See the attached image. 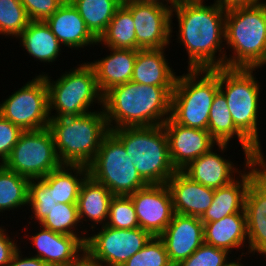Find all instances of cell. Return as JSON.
<instances>
[{
  "instance_id": "1",
  "label": "cell",
  "mask_w": 266,
  "mask_h": 266,
  "mask_svg": "<svg viewBox=\"0 0 266 266\" xmlns=\"http://www.w3.org/2000/svg\"><path fill=\"white\" fill-rule=\"evenodd\" d=\"M204 3V0H181L172 8L171 19L175 16L178 22L175 40L187 51V69L225 67L226 10L215 3Z\"/></svg>"
},
{
  "instance_id": "2",
  "label": "cell",
  "mask_w": 266,
  "mask_h": 266,
  "mask_svg": "<svg viewBox=\"0 0 266 266\" xmlns=\"http://www.w3.org/2000/svg\"><path fill=\"white\" fill-rule=\"evenodd\" d=\"M174 86L129 81L103 94V111L109 130L163 125L171 115Z\"/></svg>"
},
{
  "instance_id": "3",
  "label": "cell",
  "mask_w": 266,
  "mask_h": 266,
  "mask_svg": "<svg viewBox=\"0 0 266 266\" xmlns=\"http://www.w3.org/2000/svg\"><path fill=\"white\" fill-rule=\"evenodd\" d=\"M225 45L233 54L226 55V68L259 69L266 65V1L226 11Z\"/></svg>"
},
{
  "instance_id": "4",
  "label": "cell",
  "mask_w": 266,
  "mask_h": 266,
  "mask_svg": "<svg viewBox=\"0 0 266 266\" xmlns=\"http://www.w3.org/2000/svg\"><path fill=\"white\" fill-rule=\"evenodd\" d=\"M100 109V110H99ZM80 116L51 118L48 129L62 165L89 166L110 131L103 106Z\"/></svg>"
},
{
  "instance_id": "5",
  "label": "cell",
  "mask_w": 266,
  "mask_h": 266,
  "mask_svg": "<svg viewBox=\"0 0 266 266\" xmlns=\"http://www.w3.org/2000/svg\"><path fill=\"white\" fill-rule=\"evenodd\" d=\"M147 184H166L177 171L173 166L163 125L124 127L110 130Z\"/></svg>"
},
{
  "instance_id": "6",
  "label": "cell",
  "mask_w": 266,
  "mask_h": 266,
  "mask_svg": "<svg viewBox=\"0 0 266 266\" xmlns=\"http://www.w3.org/2000/svg\"><path fill=\"white\" fill-rule=\"evenodd\" d=\"M186 70L177 76L170 117L182 126L208 130L210 108L219 91V68Z\"/></svg>"
},
{
  "instance_id": "7",
  "label": "cell",
  "mask_w": 266,
  "mask_h": 266,
  "mask_svg": "<svg viewBox=\"0 0 266 266\" xmlns=\"http://www.w3.org/2000/svg\"><path fill=\"white\" fill-rule=\"evenodd\" d=\"M39 76L45 78L48 86L51 118L80 116L92 112L96 103L103 105L95 70L88 61L66 70L55 81L45 72ZM54 110L56 113H52Z\"/></svg>"
},
{
  "instance_id": "8",
  "label": "cell",
  "mask_w": 266,
  "mask_h": 266,
  "mask_svg": "<svg viewBox=\"0 0 266 266\" xmlns=\"http://www.w3.org/2000/svg\"><path fill=\"white\" fill-rule=\"evenodd\" d=\"M246 68H219V90L226 97L227 105L236 128L260 151L259 99L261 83L254 71ZM254 73V74H253Z\"/></svg>"
},
{
  "instance_id": "9",
  "label": "cell",
  "mask_w": 266,
  "mask_h": 266,
  "mask_svg": "<svg viewBox=\"0 0 266 266\" xmlns=\"http://www.w3.org/2000/svg\"><path fill=\"white\" fill-rule=\"evenodd\" d=\"M89 175L114 196H129L148 184L141 178L123 143L109 131L88 166Z\"/></svg>"
},
{
  "instance_id": "10",
  "label": "cell",
  "mask_w": 266,
  "mask_h": 266,
  "mask_svg": "<svg viewBox=\"0 0 266 266\" xmlns=\"http://www.w3.org/2000/svg\"><path fill=\"white\" fill-rule=\"evenodd\" d=\"M3 165L33 180L42 179L62 164L51 131L45 128L23 131Z\"/></svg>"
},
{
  "instance_id": "11",
  "label": "cell",
  "mask_w": 266,
  "mask_h": 266,
  "mask_svg": "<svg viewBox=\"0 0 266 266\" xmlns=\"http://www.w3.org/2000/svg\"><path fill=\"white\" fill-rule=\"evenodd\" d=\"M0 115L23 131L48 128L49 93L43 76H35L0 102Z\"/></svg>"
},
{
  "instance_id": "12",
  "label": "cell",
  "mask_w": 266,
  "mask_h": 266,
  "mask_svg": "<svg viewBox=\"0 0 266 266\" xmlns=\"http://www.w3.org/2000/svg\"><path fill=\"white\" fill-rule=\"evenodd\" d=\"M99 228H96L98 232L88 234L85 249L101 266H123L153 237L140 227L116 229L104 225Z\"/></svg>"
},
{
  "instance_id": "13",
  "label": "cell",
  "mask_w": 266,
  "mask_h": 266,
  "mask_svg": "<svg viewBox=\"0 0 266 266\" xmlns=\"http://www.w3.org/2000/svg\"><path fill=\"white\" fill-rule=\"evenodd\" d=\"M122 3L131 11L134 20L136 50L167 48L170 45L174 24L172 8L133 0H123Z\"/></svg>"
},
{
  "instance_id": "14",
  "label": "cell",
  "mask_w": 266,
  "mask_h": 266,
  "mask_svg": "<svg viewBox=\"0 0 266 266\" xmlns=\"http://www.w3.org/2000/svg\"><path fill=\"white\" fill-rule=\"evenodd\" d=\"M133 202L139 227L159 237L172 221L174 210L166 184H148L129 195Z\"/></svg>"
},
{
  "instance_id": "15",
  "label": "cell",
  "mask_w": 266,
  "mask_h": 266,
  "mask_svg": "<svg viewBox=\"0 0 266 266\" xmlns=\"http://www.w3.org/2000/svg\"><path fill=\"white\" fill-rule=\"evenodd\" d=\"M163 127L168 138L170 159L177 171L218 144L208 130L182 126L171 117Z\"/></svg>"
},
{
  "instance_id": "16",
  "label": "cell",
  "mask_w": 266,
  "mask_h": 266,
  "mask_svg": "<svg viewBox=\"0 0 266 266\" xmlns=\"http://www.w3.org/2000/svg\"><path fill=\"white\" fill-rule=\"evenodd\" d=\"M173 266L187 259L204 243V224L199 217L174 213L159 236Z\"/></svg>"
},
{
  "instance_id": "17",
  "label": "cell",
  "mask_w": 266,
  "mask_h": 266,
  "mask_svg": "<svg viewBox=\"0 0 266 266\" xmlns=\"http://www.w3.org/2000/svg\"><path fill=\"white\" fill-rule=\"evenodd\" d=\"M229 144L218 143L216 145L218 147L217 150H220L218 152H222V155L212 148L209 152L190 162L181 171L191 180L212 189H218L230 184L237 178L235 176L241 174L252 161H245L243 170L236 168L231 159H226L223 156V152L227 150L226 148H228Z\"/></svg>"
},
{
  "instance_id": "18",
  "label": "cell",
  "mask_w": 266,
  "mask_h": 266,
  "mask_svg": "<svg viewBox=\"0 0 266 266\" xmlns=\"http://www.w3.org/2000/svg\"><path fill=\"white\" fill-rule=\"evenodd\" d=\"M248 170V171H247ZM262 171V159L253 160L230 184L215 189L212 204L200 218L203 223L245 213V196L250 182Z\"/></svg>"
},
{
  "instance_id": "19",
  "label": "cell",
  "mask_w": 266,
  "mask_h": 266,
  "mask_svg": "<svg viewBox=\"0 0 266 266\" xmlns=\"http://www.w3.org/2000/svg\"><path fill=\"white\" fill-rule=\"evenodd\" d=\"M244 212L248 236V254L266 257V174L261 171L249 184ZM266 259V258H265Z\"/></svg>"
},
{
  "instance_id": "20",
  "label": "cell",
  "mask_w": 266,
  "mask_h": 266,
  "mask_svg": "<svg viewBox=\"0 0 266 266\" xmlns=\"http://www.w3.org/2000/svg\"><path fill=\"white\" fill-rule=\"evenodd\" d=\"M166 185L174 213L201 218L212 204L215 189L191 180L182 171H176Z\"/></svg>"
},
{
  "instance_id": "21",
  "label": "cell",
  "mask_w": 266,
  "mask_h": 266,
  "mask_svg": "<svg viewBox=\"0 0 266 266\" xmlns=\"http://www.w3.org/2000/svg\"><path fill=\"white\" fill-rule=\"evenodd\" d=\"M45 22L58 41L68 49L78 50L97 45V39L70 1H65Z\"/></svg>"
},
{
  "instance_id": "22",
  "label": "cell",
  "mask_w": 266,
  "mask_h": 266,
  "mask_svg": "<svg viewBox=\"0 0 266 266\" xmlns=\"http://www.w3.org/2000/svg\"><path fill=\"white\" fill-rule=\"evenodd\" d=\"M40 226V232L29 235L28 240L36 248L34 257H38L49 266L68 263L85 249V243L77 236L56 233Z\"/></svg>"
},
{
  "instance_id": "23",
  "label": "cell",
  "mask_w": 266,
  "mask_h": 266,
  "mask_svg": "<svg viewBox=\"0 0 266 266\" xmlns=\"http://www.w3.org/2000/svg\"><path fill=\"white\" fill-rule=\"evenodd\" d=\"M208 131L218 143H229L237 137L244 152V162L264 157V153L260 152L234 125L226 97L220 90L216 93L210 108Z\"/></svg>"
},
{
  "instance_id": "24",
  "label": "cell",
  "mask_w": 266,
  "mask_h": 266,
  "mask_svg": "<svg viewBox=\"0 0 266 266\" xmlns=\"http://www.w3.org/2000/svg\"><path fill=\"white\" fill-rule=\"evenodd\" d=\"M110 54L89 62L96 74L97 85L102 94L110 88L131 81L138 50L108 47Z\"/></svg>"
},
{
  "instance_id": "25",
  "label": "cell",
  "mask_w": 266,
  "mask_h": 266,
  "mask_svg": "<svg viewBox=\"0 0 266 266\" xmlns=\"http://www.w3.org/2000/svg\"><path fill=\"white\" fill-rule=\"evenodd\" d=\"M114 195L101 183L88 175L83 181L77 199L80 224L90 221L92 232L97 225L104 226L109 216V205ZM87 218V219H86Z\"/></svg>"
},
{
  "instance_id": "26",
  "label": "cell",
  "mask_w": 266,
  "mask_h": 266,
  "mask_svg": "<svg viewBox=\"0 0 266 266\" xmlns=\"http://www.w3.org/2000/svg\"><path fill=\"white\" fill-rule=\"evenodd\" d=\"M165 50L139 49L131 81L145 85L175 86L177 75L165 58Z\"/></svg>"
},
{
  "instance_id": "27",
  "label": "cell",
  "mask_w": 266,
  "mask_h": 266,
  "mask_svg": "<svg viewBox=\"0 0 266 266\" xmlns=\"http://www.w3.org/2000/svg\"><path fill=\"white\" fill-rule=\"evenodd\" d=\"M203 224L204 243L230 254L234 249L237 251V248L241 250L248 247L245 213L231 214L218 221Z\"/></svg>"
},
{
  "instance_id": "28",
  "label": "cell",
  "mask_w": 266,
  "mask_h": 266,
  "mask_svg": "<svg viewBox=\"0 0 266 266\" xmlns=\"http://www.w3.org/2000/svg\"><path fill=\"white\" fill-rule=\"evenodd\" d=\"M17 38L24 51L39 62L53 63L61 55L63 45L45 21H30Z\"/></svg>"
},
{
  "instance_id": "29",
  "label": "cell",
  "mask_w": 266,
  "mask_h": 266,
  "mask_svg": "<svg viewBox=\"0 0 266 266\" xmlns=\"http://www.w3.org/2000/svg\"><path fill=\"white\" fill-rule=\"evenodd\" d=\"M88 175L87 166L61 165L42 179L52 189L56 204H76L80 187Z\"/></svg>"
},
{
  "instance_id": "30",
  "label": "cell",
  "mask_w": 266,
  "mask_h": 266,
  "mask_svg": "<svg viewBox=\"0 0 266 266\" xmlns=\"http://www.w3.org/2000/svg\"><path fill=\"white\" fill-rule=\"evenodd\" d=\"M135 24L131 11L122 3L116 10L97 46L136 50Z\"/></svg>"
},
{
  "instance_id": "31",
  "label": "cell",
  "mask_w": 266,
  "mask_h": 266,
  "mask_svg": "<svg viewBox=\"0 0 266 266\" xmlns=\"http://www.w3.org/2000/svg\"><path fill=\"white\" fill-rule=\"evenodd\" d=\"M77 9L86 27L98 40L105 32L123 0H69Z\"/></svg>"
},
{
  "instance_id": "32",
  "label": "cell",
  "mask_w": 266,
  "mask_h": 266,
  "mask_svg": "<svg viewBox=\"0 0 266 266\" xmlns=\"http://www.w3.org/2000/svg\"><path fill=\"white\" fill-rule=\"evenodd\" d=\"M29 179L0 164V212L28 208Z\"/></svg>"
},
{
  "instance_id": "33",
  "label": "cell",
  "mask_w": 266,
  "mask_h": 266,
  "mask_svg": "<svg viewBox=\"0 0 266 266\" xmlns=\"http://www.w3.org/2000/svg\"><path fill=\"white\" fill-rule=\"evenodd\" d=\"M79 223L77 204L58 203L38 225H42L56 233L77 236L86 243L90 230H87V228L84 230L82 224ZM78 227H80V230L82 228L83 231H79ZM78 231L81 233L80 235Z\"/></svg>"
},
{
  "instance_id": "34",
  "label": "cell",
  "mask_w": 266,
  "mask_h": 266,
  "mask_svg": "<svg viewBox=\"0 0 266 266\" xmlns=\"http://www.w3.org/2000/svg\"><path fill=\"white\" fill-rule=\"evenodd\" d=\"M29 22L20 0H0V35L17 39Z\"/></svg>"
},
{
  "instance_id": "35",
  "label": "cell",
  "mask_w": 266,
  "mask_h": 266,
  "mask_svg": "<svg viewBox=\"0 0 266 266\" xmlns=\"http://www.w3.org/2000/svg\"><path fill=\"white\" fill-rule=\"evenodd\" d=\"M57 204L54 201L53 191L43 179L29 180L28 183V207L31 208L32 216L38 224L50 213Z\"/></svg>"
},
{
  "instance_id": "36",
  "label": "cell",
  "mask_w": 266,
  "mask_h": 266,
  "mask_svg": "<svg viewBox=\"0 0 266 266\" xmlns=\"http://www.w3.org/2000/svg\"><path fill=\"white\" fill-rule=\"evenodd\" d=\"M106 226L116 229H135L139 227L136 211L130 196L112 197Z\"/></svg>"
},
{
  "instance_id": "37",
  "label": "cell",
  "mask_w": 266,
  "mask_h": 266,
  "mask_svg": "<svg viewBox=\"0 0 266 266\" xmlns=\"http://www.w3.org/2000/svg\"><path fill=\"white\" fill-rule=\"evenodd\" d=\"M123 266H173L163 241L152 237L149 242L135 255L129 258Z\"/></svg>"
},
{
  "instance_id": "38",
  "label": "cell",
  "mask_w": 266,
  "mask_h": 266,
  "mask_svg": "<svg viewBox=\"0 0 266 266\" xmlns=\"http://www.w3.org/2000/svg\"><path fill=\"white\" fill-rule=\"evenodd\" d=\"M229 252L203 243L192 255L176 266H227Z\"/></svg>"
},
{
  "instance_id": "39",
  "label": "cell",
  "mask_w": 266,
  "mask_h": 266,
  "mask_svg": "<svg viewBox=\"0 0 266 266\" xmlns=\"http://www.w3.org/2000/svg\"><path fill=\"white\" fill-rule=\"evenodd\" d=\"M30 21H46L64 3L63 0H20Z\"/></svg>"
},
{
  "instance_id": "40",
  "label": "cell",
  "mask_w": 266,
  "mask_h": 266,
  "mask_svg": "<svg viewBox=\"0 0 266 266\" xmlns=\"http://www.w3.org/2000/svg\"><path fill=\"white\" fill-rule=\"evenodd\" d=\"M23 130L0 115V164L8 158Z\"/></svg>"
},
{
  "instance_id": "41",
  "label": "cell",
  "mask_w": 266,
  "mask_h": 266,
  "mask_svg": "<svg viewBox=\"0 0 266 266\" xmlns=\"http://www.w3.org/2000/svg\"><path fill=\"white\" fill-rule=\"evenodd\" d=\"M16 239H12L4 228L0 226V266H7L14 253L19 249Z\"/></svg>"
},
{
  "instance_id": "42",
  "label": "cell",
  "mask_w": 266,
  "mask_h": 266,
  "mask_svg": "<svg viewBox=\"0 0 266 266\" xmlns=\"http://www.w3.org/2000/svg\"><path fill=\"white\" fill-rule=\"evenodd\" d=\"M21 253V248H19L14 255L10 263L7 266H49L43 260L38 257H34L33 255H29L28 257H23ZM31 256V257H30Z\"/></svg>"
},
{
  "instance_id": "43",
  "label": "cell",
  "mask_w": 266,
  "mask_h": 266,
  "mask_svg": "<svg viewBox=\"0 0 266 266\" xmlns=\"http://www.w3.org/2000/svg\"><path fill=\"white\" fill-rule=\"evenodd\" d=\"M56 266H101V264L86 249H84L68 263Z\"/></svg>"
},
{
  "instance_id": "44",
  "label": "cell",
  "mask_w": 266,
  "mask_h": 266,
  "mask_svg": "<svg viewBox=\"0 0 266 266\" xmlns=\"http://www.w3.org/2000/svg\"><path fill=\"white\" fill-rule=\"evenodd\" d=\"M263 2L262 0H214V3L217 4L223 10H230L238 7H248L259 4Z\"/></svg>"
},
{
  "instance_id": "45",
  "label": "cell",
  "mask_w": 266,
  "mask_h": 266,
  "mask_svg": "<svg viewBox=\"0 0 266 266\" xmlns=\"http://www.w3.org/2000/svg\"><path fill=\"white\" fill-rule=\"evenodd\" d=\"M133 1L142 2V3H155L159 5H166L170 8H173L181 0H133Z\"/></svg>"
},
{
  "instance_id": "46",
  "label": "cell",
  "mask_w": 266,
  "mask_h": 266,
  "mask_svg": "<svg viewBox=\"0 0 266 266\" xmlns=\"http://www.w3.org/2000/svg\"><path fill=\"white\" fill-rule=\"evenodd\" d=\"M244 254H245V255H248L247 252H245V253L242 252V254H241L240 256L237 257V260H235V258L232 259V262L229 263L227 266H245L244 263H243V264L241 263V259H243V258H241V257H242V256L244 257ZM239 257H240V258H239Z\"/></svg>"
},
{
  "instance_id": "47",
  "label": "cell",
  "mask_w": 266,
  "mask_h": 266,
  "mask_svg": "<svg viewBox=\"0 0 266 266\" xmlns=\"http://www.w3.org/2000/svg\"><path fill=\"white\" fill-rule=\"evenodd\" d=\"M262 171L266 174V158H262Z\"/></svg>"
}]
</instances>
